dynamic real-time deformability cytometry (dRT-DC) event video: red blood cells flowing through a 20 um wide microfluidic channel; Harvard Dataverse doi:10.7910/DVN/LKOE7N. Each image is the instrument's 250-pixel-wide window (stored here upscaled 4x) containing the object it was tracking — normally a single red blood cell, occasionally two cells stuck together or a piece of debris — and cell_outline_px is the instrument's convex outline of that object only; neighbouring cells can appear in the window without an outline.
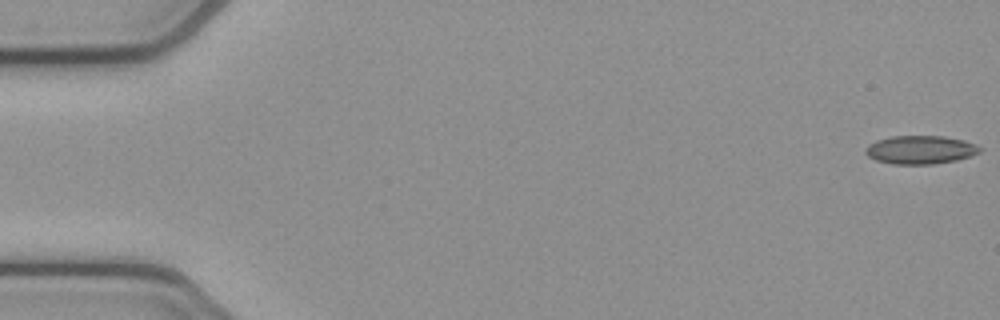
{"species": "common noctule bat (a hibernating species)", "species_latin": "Nyctalus noctula", "temperature_condition": "cold", "stored_images_in_passage": 53, "camera_frame_rate_fps": 3000, "um_per_image_px": 0.085, "animal": {"sex": "female", "body_mass_g": 21.9}, "frame": {"image": 1, "passage_image": 1, "time_ms": 0.0, "image_size_px": [1000, 320], "cell_outline_px": [[984, 148], [980, 152], [956, 160], [932, 164], [892, 164], [876, 160], [868, 156], [864, 152], [864, 148], [868, 144], [876, 140], [892, 136], [944, 136], [964, 140], [976, 144]], "centroid_in_image_um": [78.22, 12.72], "position_along_channel_um": 6.8, "area_um2": 19.02}}
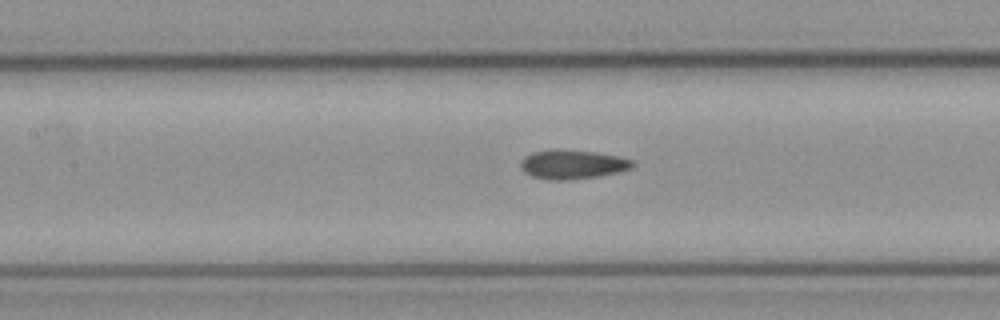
{"frame": {"image": 2, "passage_image": 24, "time_ms": 7.667, "image_size_px": [1000, 320], "cell_outline_px": [[636, 164], [632, 168], [620, 172], [572, 180], [548, 180], [532, 176], [524, 172], [520, 168], [520, 160], [524, 156], [532, 152], [596, 152], [620, 156], [632, 160]], "centroid_in_image_um": [48.69, 14.02], "position_along_channel_um": 158.7, "area_um2": 18.5}}
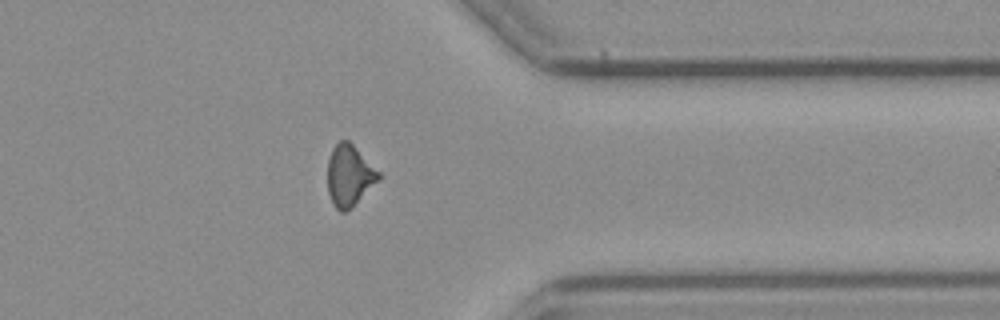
{"frame": {"image": 3, "passage_image": 42, "time_ms": 13.667, "image_size_px": [1000, 320], "cell_outline_px": [[380, 180], [352, 208], [344, 212], [340, 212], [332, 204], [328, 192], [328, 160], [332, 148], [340, 140], [348, 140], [380, 172]], "centroid_in_image_um": [29.7, 14.95], "position_along_channel_um": 381.7, "area_um2": 18.32}, "authors_computed_cell_mechanics": {"area_um2": 18.6694, "velocity_mm_per_s": 3.882, "shape_relaxation_time_tau1_ms": null, "shape_relaxation_time_tau2_ms": 2.8704, "deformation_change_tau1": null, "deformation_change_tau2": 0.0849}}